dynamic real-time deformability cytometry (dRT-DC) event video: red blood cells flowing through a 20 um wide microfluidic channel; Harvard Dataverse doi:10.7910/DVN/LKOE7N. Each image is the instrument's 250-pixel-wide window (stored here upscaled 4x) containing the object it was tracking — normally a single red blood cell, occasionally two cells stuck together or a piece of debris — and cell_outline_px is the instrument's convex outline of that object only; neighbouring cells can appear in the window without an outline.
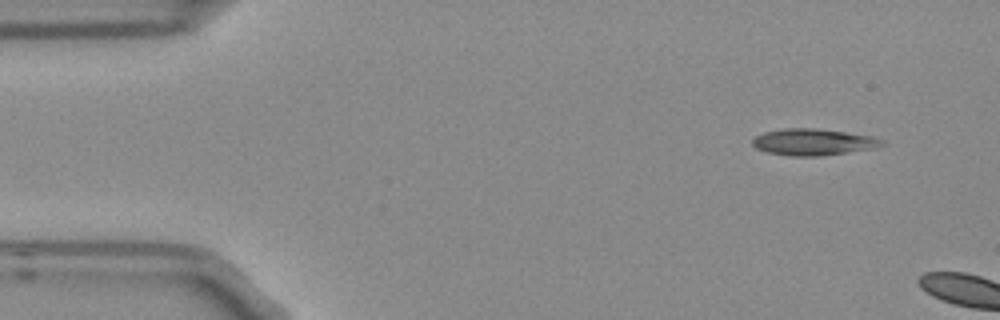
{"species": "Egyptian fruit bat (a non-hibernating species)", "species_latin": "Rousettus aegyptiacus", "temperature_condition": "room temperature", "stored_images_in_passage": 4, "camera_frame_rate_fps": 3000, "um_per_image_px": 0.085, "frame": {"image": 1, "passage_image": 1, "time_ms": 0.0, "image_size_px": [1000, 320], "cell_outline_px": [[888, 144], [876, 148], [820, 156], [792, 156], [768, 152], [756, 148], [752, 144], [752, 140], [756, 136], [764, 132], [784, 128], [816, 128], [872, 136], [884, 140]], "centroid_in_image_um": [69.16, 12.07], "position_along_channel_um": 15.8, "area_um2": 20.06}}